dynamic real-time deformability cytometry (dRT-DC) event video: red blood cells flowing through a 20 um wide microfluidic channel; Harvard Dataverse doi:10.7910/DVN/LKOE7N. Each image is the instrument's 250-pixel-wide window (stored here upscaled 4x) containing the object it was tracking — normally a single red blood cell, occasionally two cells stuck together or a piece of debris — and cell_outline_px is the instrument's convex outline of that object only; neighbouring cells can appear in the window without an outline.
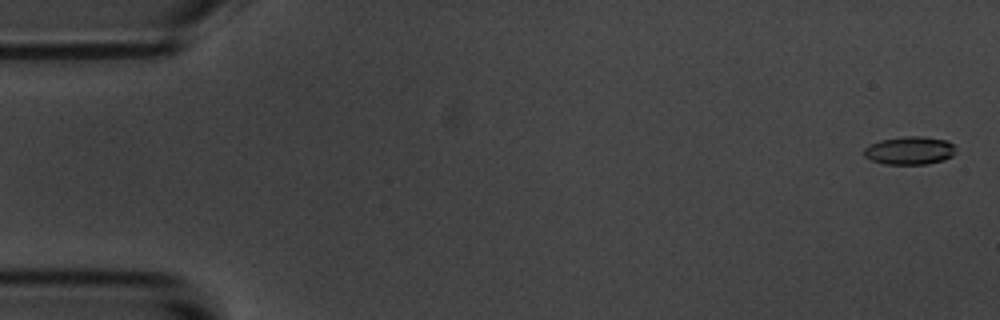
{"species": "common noctule bat (a hibernating species)", "species_latin": "Nyctalus noctula", "temperature_condition": "room temperature", "stored_images_in_passage": 5, "camera_frame_rate_fps": 3000, "um_per_image_px": 0.085, "animal": {"sex": "male", "body_mass_g": 20.1, "forearm_length_mm": 53.5}, "frame": {"image": 1, "passage_image": 1, "time_ms": 0.0, "image_size_px": [1000, 320], "cell_outline_px": [[956, 152], [952, 156], [944, 160], [924, 164], [884, 164], [872, 160], [864, 156], [864, 148], [880, 140], [904, 136], [924, 136], [948, 140], [956, 148]], "centroid_in_image_um": [77.35, 12.78], "position_along_channel_um": 7.6, "area_um2": 15.09}}
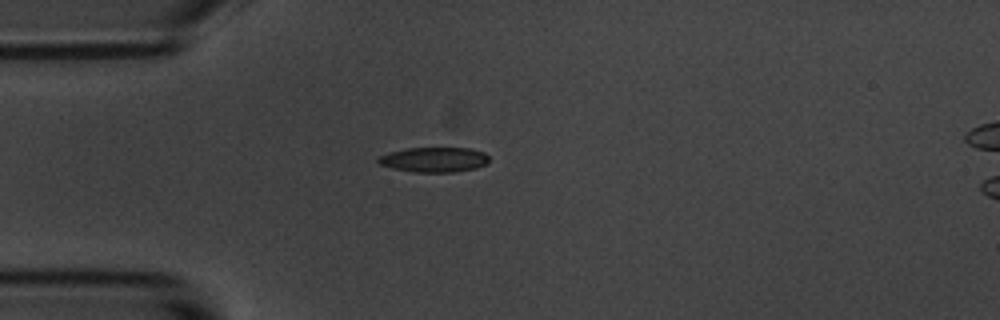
{"frame": {"image": 2, "passage_image": 5, "time_ms": 4.667, "image_size_px": [1000, 320], "cell_outline_px": [[488, 160], [484, 164], [476, 168], [456, 172], [412, 172], [392, 168], [380, 164], [376, 160], [380, 156], [392, 152], [408, 148], [468, 148], [484, 152], [488, 156]], "centroid_in_image_um": [36.9, 13.57], "position_along_channel_um": 48.1, "area_um2": 15.95}}